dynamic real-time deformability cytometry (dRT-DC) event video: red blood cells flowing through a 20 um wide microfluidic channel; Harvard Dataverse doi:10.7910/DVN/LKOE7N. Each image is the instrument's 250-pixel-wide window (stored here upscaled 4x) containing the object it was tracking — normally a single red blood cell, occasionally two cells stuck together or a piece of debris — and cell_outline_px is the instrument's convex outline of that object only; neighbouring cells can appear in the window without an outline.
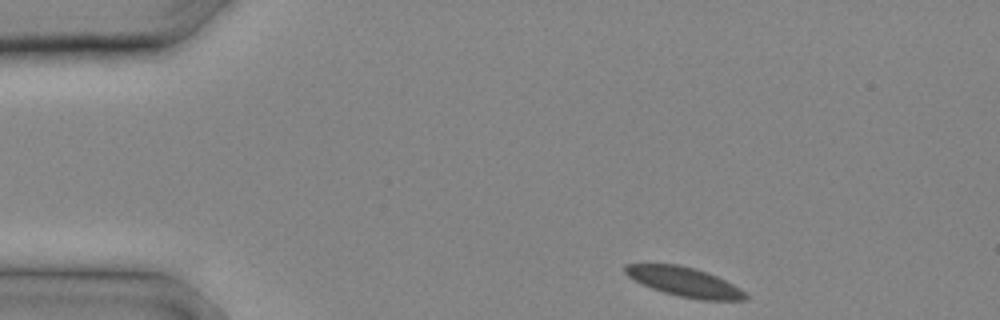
{"species": "common noctule bat (a hibernating species)", "species_latin": "Nyctalus noctula", "temperature_condition": "cold", "stored_images_in_passage": 8, "camera_frame_rate_fps": 3000, "um_per_image_px": 0.085, "animal": {"sex": "male", "body_mass_g": 20.4}, "frame": {"image": 1, "passage_image": 1, "time_ms": 0.0, "image_size_px": [1000, 320], "cell_outline_px": [[748, 300], [700, 300], [680, 296], [664, 292], [652, 288], [628, 276], [624, 272], [624, 264], [676, 264], [692, 268], [716, 276], [740, 288], [748, 296]], "centroid_in_image_um": [58.18, 23.97], "position_along_channel_um": 26.8, "area_um2": 20.17}}
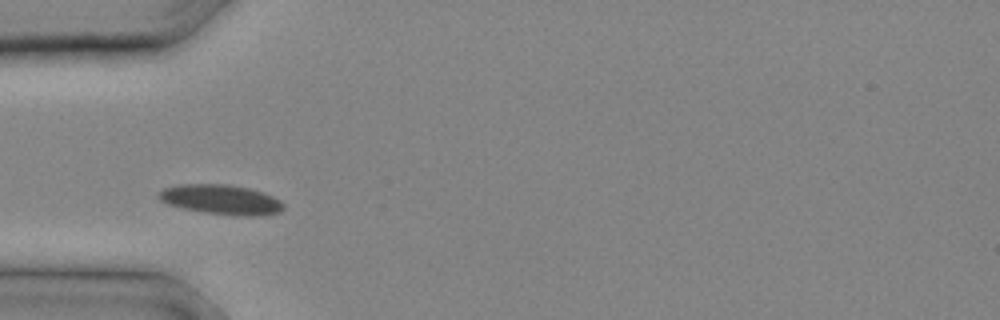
{"frame": {"image": 2, "passage_image": 5, "time_ms": 1.333, "image_size_px": [1000, 320], "cell_outline_px": [[284, 208], [280, 212], [256, 216], [236, 216], [200, 212], [168, 204], [160, 200], [160, 192], [164, 188], [180, 184], [228, 184], [248, 188], [264, 192], [280, 200], [284, 204]], "centroid_in_image_um": [18.83, 16.97], "position_along_channel_um": 66.2, "area_um2": 21.68}}